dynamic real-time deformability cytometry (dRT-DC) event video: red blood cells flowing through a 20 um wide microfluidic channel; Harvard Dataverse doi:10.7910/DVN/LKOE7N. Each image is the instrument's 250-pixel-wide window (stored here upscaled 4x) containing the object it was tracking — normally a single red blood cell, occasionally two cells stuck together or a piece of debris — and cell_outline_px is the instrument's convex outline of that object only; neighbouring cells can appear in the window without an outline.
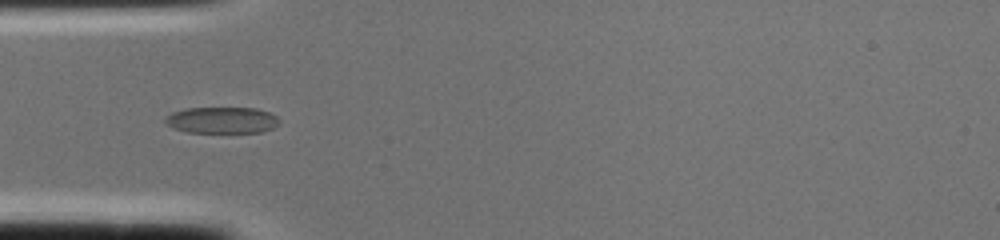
{"species": "common noctule bat (a hibernating species)", "species_latin": "Nyctalus noctula", "temperature_condition": "cold", "stored_images_in_passage": 2, "camera_frame_rate_fps": 3000, "um_per_image_px": 0.085, "animal": {"sex": "female", "body_mass_g": 22.0, "forearm_length_mm": 56.7}, "frame": {"image": 1, "passage_image": 2, "time_ms": 0.333, "image_size_px": [1000, 240], "cell_outline_px": [[280, 120], [272, 128], [264, 132], [188, 132], [172, 128], [164, 124], [164, 116], [172, 112], [184, 108], [256, 108], [268, 112], [276, 116]], "centroid_in_image_um": [18.79, 10.21], "position_along_channel_um": 66.2, "area_um2": 17.63}}